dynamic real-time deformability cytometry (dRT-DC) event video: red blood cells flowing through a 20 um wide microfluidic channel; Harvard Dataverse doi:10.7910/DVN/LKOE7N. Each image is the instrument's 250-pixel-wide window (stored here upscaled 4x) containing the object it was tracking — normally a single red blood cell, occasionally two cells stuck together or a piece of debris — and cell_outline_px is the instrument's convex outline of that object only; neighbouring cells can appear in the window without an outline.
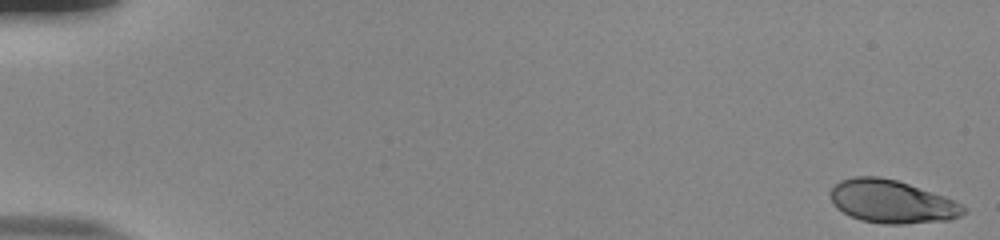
{"species": "human", "species_latin": "Homo sapiens", "temperature_condition": "room temperature", "stored_images_in_passage": 54, "camera_frame_rate_fps": 3000, "um_per_image_px": 0.085, "donor": {"sex": "male"}, "frame": {"image": 1, "passage_image": 1, "time_ms": 0.0, "image_size_px": [1000, 240], "cell_outline_px": [[968, 212], [960, 216], [948, 220], [904, 224], [884, 224], [860, 220], [836, 208], [832, 204], [828, 192], [840, 180], [856, 176], [880, 176], [896, 180], [944, 196], [964, 204], [968, 208]], "centroid_in_image_um": [75.82, 17.14], "position_along_channel_um": 9.2, "area_um2": 33.64}}
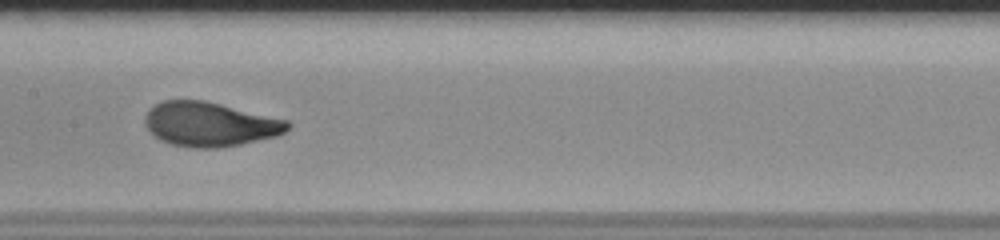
{"frame": {"image": 2, "passage_image": 29, "time_ms": 9.333, "image_size_px": [1000, 240], "cell_outline_px": [[292, 124], [284, 132], [276, 136], [240, 144], [220, 148], [192, 148], [172, 144], [160, 140], [144, 124], [144, 116], [156, 104], [164, 100], [204, 100], [288, 120]], "centroid_in_image_um": [17.84, 10.56], "position_along_channel_um": 189.6, "area_um2": 36.65}}
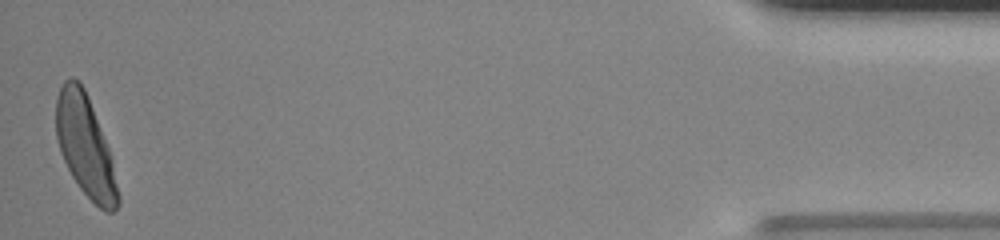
{"frame": {"image": 3, "passage_image": 54, "time_ms": 17.667, "image_size_px": [1000, 240], "cell_outline_px": [[120, 204], [112, 212], [104, 212], [80, 188], [72, 176], [60, 152], [56, 136], [56, 96], [64, 80], [68, 76], [72, 76], [80, 80], [88, 96], [108, 148], [112, 160], [120, 196]], "centroid_in_image_um": [7.24, 12.39], "position_along_channel_um": 428.0, "area_um2": 36.36}, "authors_computed_cell_mechanics": {"area_um2": 35.8938, "velocity_mm_per_s": 3.839, "shape_relaxation_time_tau1_ms": 3.2952, "shape_relaxation_time_tau2_ms": null, "deformation_change_tau1": 0.1767, "deformation_change_tau2": null}}